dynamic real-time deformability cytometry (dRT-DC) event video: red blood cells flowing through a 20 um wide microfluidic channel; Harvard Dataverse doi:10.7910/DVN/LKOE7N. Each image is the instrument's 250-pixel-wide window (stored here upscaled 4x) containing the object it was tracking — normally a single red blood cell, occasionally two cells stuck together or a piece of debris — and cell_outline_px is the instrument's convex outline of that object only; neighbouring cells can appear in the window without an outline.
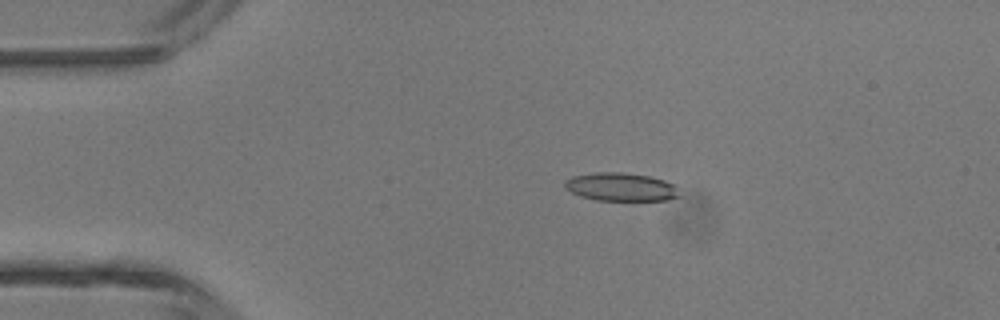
{"species": "common noctule bat (a hibernating species)", "species_latin": "Nyctalus noctula", "temperature_condition": "room temperature", "stored_images_in_passage": 4, "camera_frame_rate_fps": 3000, "um_per_image_px": 0.085, "animal": {"sex": "male", "body_mass_g": 13.3}, "frame": {"image": 1, "passage_image": 3, "time_ms": 0.667, "image_size_px": [1000, 320], "cell_outline_px": [[684, 196], [668, 200], [596, 200], [580, 196], [564, 188], [564, 180], [572, 176], [596, 172], [620, 172], [648, 176], [664, 180], [672, 184]], "centroid_in_image_um": [52.77, 15.89], "position_along_channel_um": 32.2, "area_um2": 18.96}}